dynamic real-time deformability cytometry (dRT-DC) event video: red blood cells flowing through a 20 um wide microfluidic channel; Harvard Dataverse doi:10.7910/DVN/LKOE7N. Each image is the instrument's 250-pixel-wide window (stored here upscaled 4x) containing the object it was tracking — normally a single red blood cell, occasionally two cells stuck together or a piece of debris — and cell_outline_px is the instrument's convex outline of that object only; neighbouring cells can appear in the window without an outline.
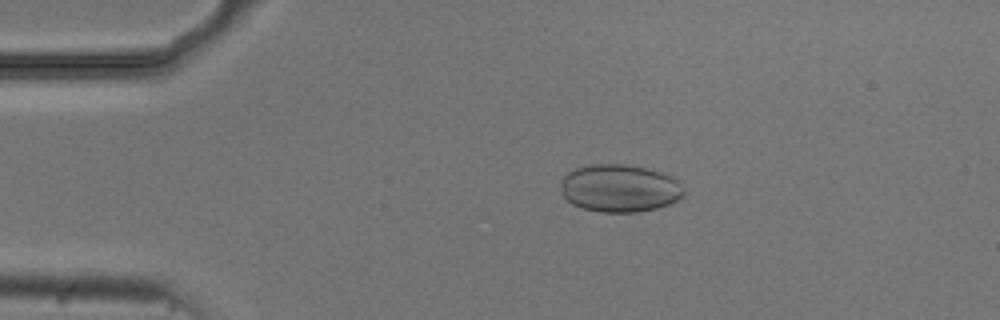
{"species": "common noctule bat (a hibernating species)", "species_latin": "Nyctalus noctula", "temperature_condition": "cold", "stored_images_in_passage": 53, "camera_frame_rate_fps": 3000, "um_per_image_px": 0.085, "animal": {"sex": "male", "body_mass_g": 20.5, "forearm_length_mm": 52.5}, "frame": {"image": 1, "passage_image": 10, "time_ms": 3.0, "image_size_px": [1000, 320], "cell_outline_px": [[684, 196], [680, 200], [656, 208], [636, 212], [600, 212], [584, 208], [572, 204], [564, 196], [560, 184], [560, 180], [568, 172], [576, 168], [592, 164], [624, 164], [648, 168], [676, 176], [680, 180], [684, 188]], "centroid_in_image_um": [52.73, 15.99], "position_along_channel_um": 32.3, "area_um2": 34.62}}
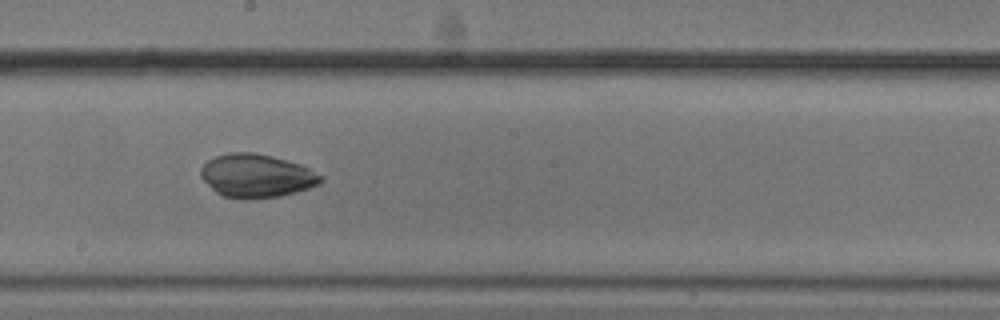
{"frame": {"image": 2, "passage_image": 29, "time_ms": 9.333, "image_size_px": [1000, 320], "cell_outline_px": [[324, 180], [320, 184], [308, 188], [280, 196], [248, 200], [244, 200], [224, 196], [216, 192], [200, 176], [200, 168], [208, 160], [216, 156], [228, 152], [252, 152], [272, 156], [300, 164], [324, 176]], "centroid_in_image_um": [21.81, 14.95], "position_along_channel_um": 226.4, "area_um2": 30.46}}
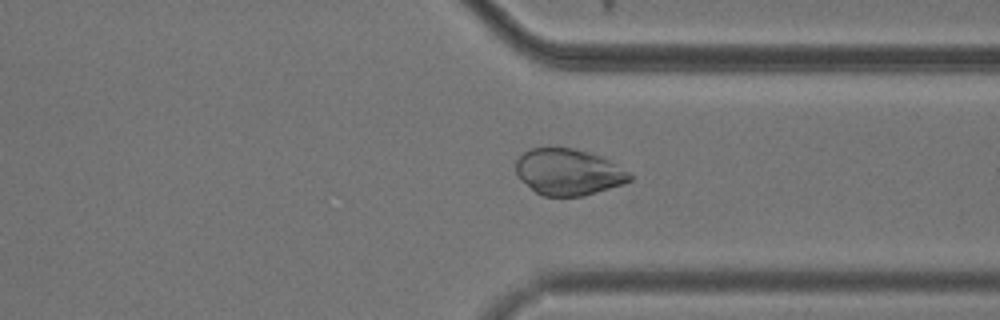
{"frame": {"image": 3, "passage_image": 40, "time_ms": 13.0, "image_size_px": [1000, 320], "cell_outline_px": [[632, 180], [624, 184], [584, 196], [544, 196], [536, 192], [520, 180], [516, 176], [516, 160], [524, 152], [532, 148], [572, 148], [604, 156], [632, 172]], "centroid_in_image_um": [48.36, 14.62], "position_along_channel_um": 363.0, "area_um2": 31.15}}